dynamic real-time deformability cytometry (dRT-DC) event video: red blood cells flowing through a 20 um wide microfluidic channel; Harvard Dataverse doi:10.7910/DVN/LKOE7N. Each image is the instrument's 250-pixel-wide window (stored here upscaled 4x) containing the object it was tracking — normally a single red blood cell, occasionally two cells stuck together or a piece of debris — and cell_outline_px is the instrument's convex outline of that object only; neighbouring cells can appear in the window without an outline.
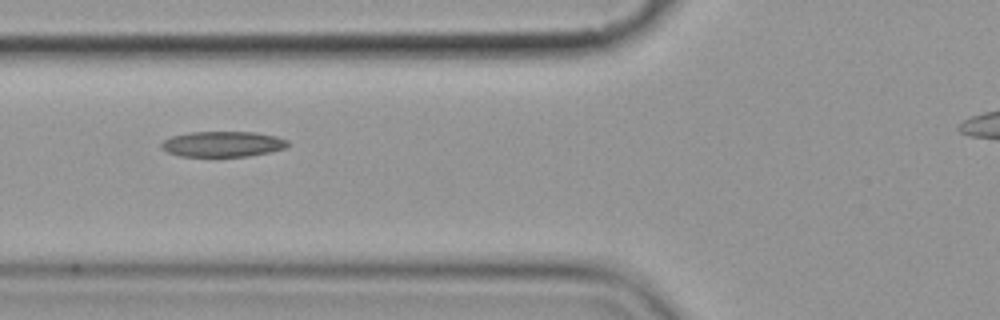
{"species": "common noctule bat (a hibernating species)", "species_latin": "Nyctalus noctula", "temperature_condition": "cold", "stored_images_in_passage": 5, "camera_frame_rate_fps": 3000, "um_per_image_px": 0.085, "animal": {"sex": "female", "body_mass_g": 19.9}, "frame": {"image": 1, "passage_image": 3, "time_ms": 2.333, "image_size_px": [1000, 320], "cell_outline_px": [[288, 144], [284, 148], [268, 152], [248, 156], [180, 156], [168, 152], [160, 148], [160, 144], [164, 140], [172, 136], [188, 132], [256, 132], [276, 136], [288, 140]], "centroid_in_image_um": [18.9, 12.24], "position_along_channel_um": 106.9, "area_um2": 18.73}}
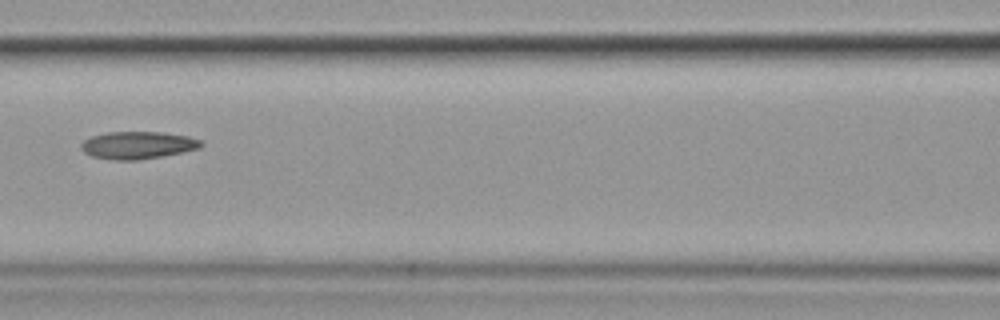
{"frame": {"image": 2, "passage_image": 4, "time_ms": 3.667, "image_size_px": [1000, 320], "cell_outline_px": [[204, 144], [200, 148], [160, 156], [136, 160], [116, 160], [92, 156], [84, 152], [80, 148], [80, 144], [84, 140], [92, 136], [108, 132], [164, 132], [188, 136], [200, 140]], "centroid_in_image_um": [11.7, 12.33], "position_along_channel_um": 154.9, "area_um2": 19.02}}
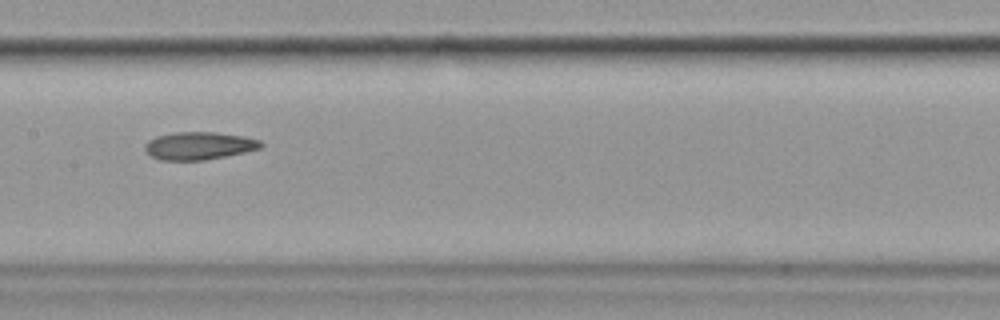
{"frame": {"image": 3, "passage_image": 5, "time_ms": 4.667, "image_size_px": [1000, 320], "cell_outline_px": [[264, 144], [260, 148], [244, 152], [204, 160], [160, 160], [152, 156], [144, 148], [144, 144], [148, 140], [156, 136], [176, 132], [216, 132], [244, 136], [260, 140]], "centroid_in_image_um": [16.91, 12.38], "position_along_channel_um": 190.5, "area_um2": 18.67}}